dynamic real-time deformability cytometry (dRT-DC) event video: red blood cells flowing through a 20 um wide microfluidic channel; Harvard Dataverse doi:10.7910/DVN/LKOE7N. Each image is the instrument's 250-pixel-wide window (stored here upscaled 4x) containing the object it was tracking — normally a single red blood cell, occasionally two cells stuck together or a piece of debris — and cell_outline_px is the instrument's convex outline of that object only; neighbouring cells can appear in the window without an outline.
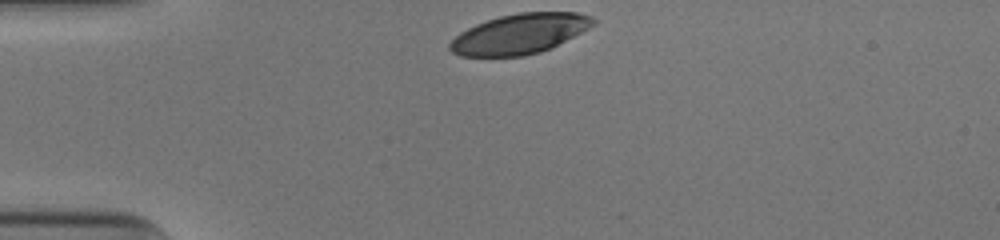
{"species": "human", "species_latin": "Homo sapiens", "temperature_condition": "cold", "stored_images_in_passage": 30, "camera_frame_rate_fps": 3000, "um_per_image_px": 0.085, "donor": {"sex": "male"}, "frame": {"image": 1, "passage_image": 1, "time_ms": 0.0, "image_size_px": [1000, 240], "cell_outline_px": [[596, 24], [540, 52], [524, 56], [460, 56], [452, 52], [448, 48], [448, 44], [460, 32], [476, 24], [500, 16], [520, 12], [576, 12], [592, 16], [596, 20]], "centroid_in_image_um": [44.14, 2.87], "position_along_channel_um": 40.9, "area_um2": 33.06}}
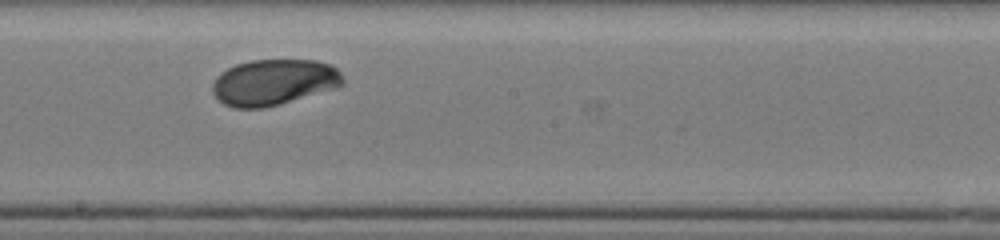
{"frame": {"image": 2, "passage_image": 18, "time_ms": 5.667, "image_size_px": [1000, 240], "cell_outline_px": [[344, 84], [336, 88], [264, 108], [232, 108], [224, 104], [212, 92], [212, 84], [216, 76], [220, 72], [236, 64], [252, 60], [316, 60], [328, 64], [336, 68], [340, 72], [344, 80]], "centroid_in_image_um": [23.26, 6.99], "position_along_channel_um": 224.9, "area_um2": 34.91}}
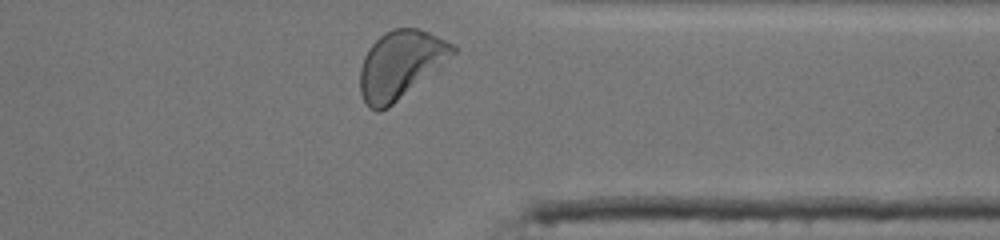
{"frame": {"image": 3, "passage_image": 30, "time_ms": 9.667, "image_size_px": [1000, 240], "cell_outline_px": [[456, 52], [440, 68], [388, 108], [380, 112], [376, 112], [368, 108], [360, 92], [360, 68], [364, 56], [368, 48], [384, 32], [392, 28], [416, 28], [428, 32], [456, 44]], "centroid_in_image_um": [34.04, 5.5], "position_along_channel_um": 377.4, "area_um2": 36.93}, "authors_computed_cell_mechanics": {"area_um2": 34.9401, "velocity_mm_per_s": 3.8802, "shape_relaxation_time_tau1_ms": 3.1162, "shape_relaxation_time_tau2_ms": null, "deformation_change_tau1": 0.1577, "deformation_change_tau2": null}}